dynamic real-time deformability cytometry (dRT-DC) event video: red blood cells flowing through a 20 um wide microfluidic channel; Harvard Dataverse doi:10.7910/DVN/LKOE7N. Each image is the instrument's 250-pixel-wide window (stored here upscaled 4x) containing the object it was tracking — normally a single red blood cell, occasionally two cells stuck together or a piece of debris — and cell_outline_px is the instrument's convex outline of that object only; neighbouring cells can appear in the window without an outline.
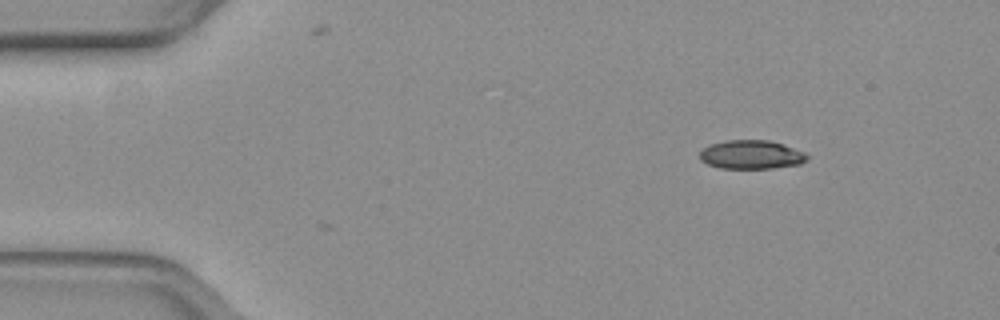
{"species": "common noctule bat (a hibernating species)", "species_latin": "Nyctalus noctula", "temperature_condition": "warm", "stored_images_in_passage": 42, "camera_frame_rate_fps": 3000, "um_per_image_px": 0.085, "animal": {"sex": "female", "body_mass_g": 19.3, "forearm_length_mm": 54.1}, "frame": {"image": 1, "passage_image": 1, "time_ms": 0.0, "image_size_px": [1000, 320], "cell_outline_px": [[808, 160], [800, 164], [772, 168], [720, 168], [708, 164], [700, 160], [700, 152], [704, 148], [712, 144], [724, 140], [768, 140], [784, 144], [804, 152], [808, 156]], "centroid_in_image_um": [63.88, 13.14], "position_along_channel_um": 21.1, "area_um2": 17.98}}
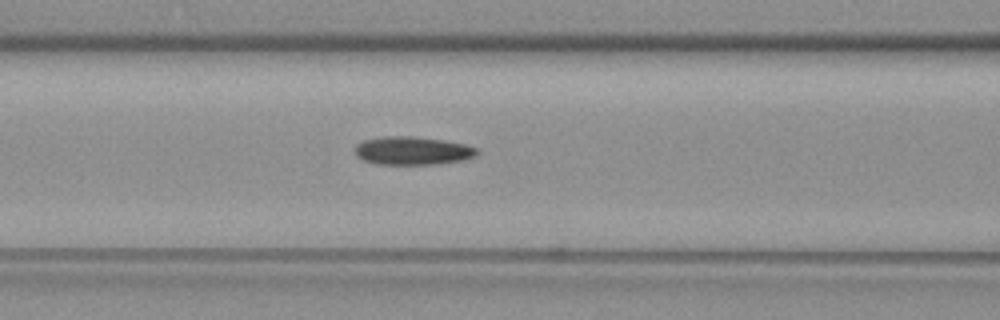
{"frame": {"image": 2, "passage_image": 16, "time_ms": 5.0, "image_size_px": [1000, 320], "cell_outline_px": [[480, 152], [476, 156], [464, 160], [440, 164], [376, 164], [364, 160], [356, 156], [356, 144], [364, 140], [384, 136], [408, 136], [444, 140], [464, 144], [476, 148]], "centroid_in_image_um": [35.09, 12.82], "position_along_channel_um": 131.5, "area_um2": 20.11}}
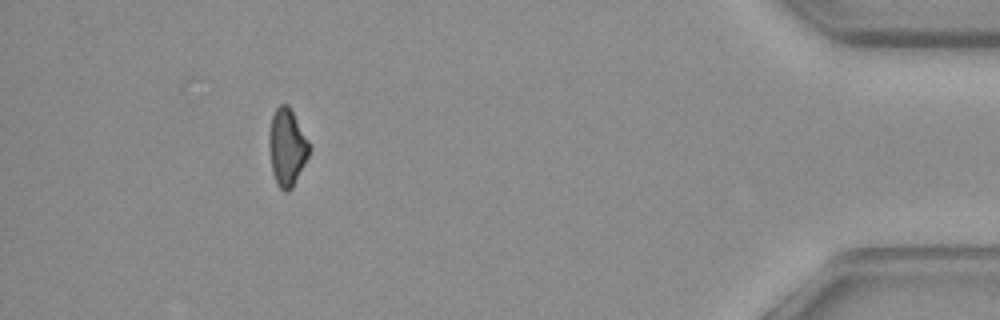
{"frame": {"image": 3, "passage_image": 42, "time_ms": 13.667, "image_size_px": [1000, 320], "cell_outline_px": [[308, 156], [292, 188], [288, 192], [284, 192], [276, 184], [272, 172], [268, 140], [272, 116], [276, 108], [280, 104], [288, 104], [308, 140]], "centroid_in_image_um": [24.37, 12.53], "position_along_channel_um": 410.8, "area_um2": 17.8}, "authors_computed_cell_mechanics": {"area_um2": 19.3052, "velocity_mm_per_s": 3.9329, "shape_relaxation_time_tau1_ms": 9.4051, "shape_relaxation_time_tau2_ms": 7.7624, "deformation_change_tau1": 0.225, "deformation_change_tau2": 0.1681}}